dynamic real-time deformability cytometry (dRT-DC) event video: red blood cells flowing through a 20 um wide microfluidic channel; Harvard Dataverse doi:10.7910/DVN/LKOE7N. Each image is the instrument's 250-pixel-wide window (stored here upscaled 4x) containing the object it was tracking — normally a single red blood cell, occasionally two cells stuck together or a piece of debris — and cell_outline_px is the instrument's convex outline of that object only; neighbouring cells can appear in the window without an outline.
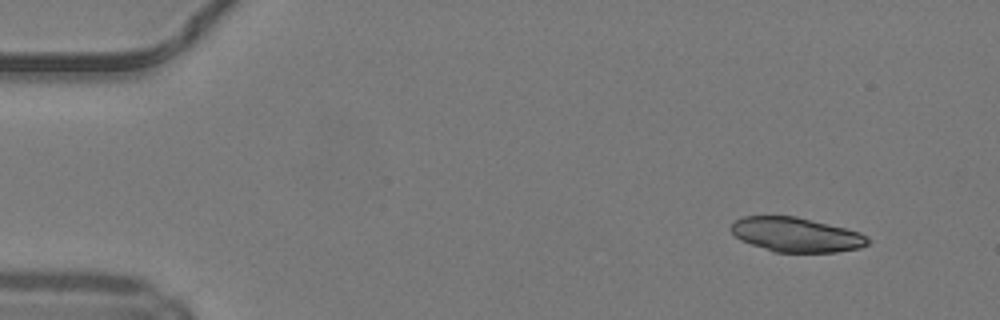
{"species": "common noctule bat (a hibernating species)", "species_latin": "Nyctalus noctula", "temperature_condition": "warm", "stored_images_in_passage": 10, "camera_frame_rate_fps": 3000, "um_per_image_px": 0.085, "animal": {"sex": "male", "body_mass_g": 19.2, "forearm_length_mm": 51.8}, "frame": {"image": 1, "passage_image": 1, "time_ms": 0.0, "image_size_px": [1000, 320], "cell_outline_px": [[868, 244], [860, 248], [836, 252], [772, 252], [740, 240], [728, 228], [736, 220], [744, 216], [796, 216], [860, 232], [868, 236]], "centroid_in_image_um": [67.65, 19.95], "position_along_channel_um": 17.3, "area_um2": 27.46}}